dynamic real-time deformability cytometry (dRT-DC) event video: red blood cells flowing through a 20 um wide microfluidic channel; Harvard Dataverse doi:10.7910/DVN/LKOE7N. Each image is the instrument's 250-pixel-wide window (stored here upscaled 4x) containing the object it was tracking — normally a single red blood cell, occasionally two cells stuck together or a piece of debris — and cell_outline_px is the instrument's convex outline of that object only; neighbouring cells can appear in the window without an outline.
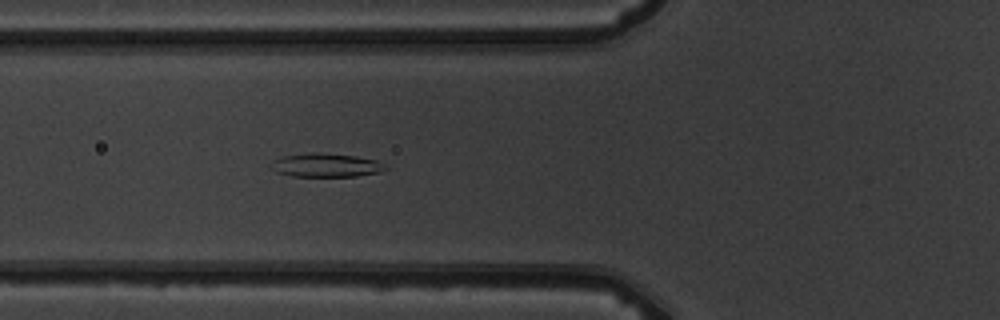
{"species": "common noctule bat (a hibernating species)", "species_latin": "Nyctalus noctula", "temperature_condition": "warm", "stored_images_in_passage": 6, "camera_frame_rate_fps": 3000, "um_per_image_px": 0.085, "animal": {"sex": "male", "body_mass_g": 19.5, "forearm_length_mm": 54.6}, "frame": {"image": 1, "passage_image": 6, "time_ms": 5.667, "image_size_px": [1000, 320], "cell_outline_px": [[388, 168], [380, 172], [356, 176], [292, 176], [276, 172], [272, 168], [276, 160], [284, 156], [312, 152], [320, 152], [356, 156], [376, 160]], "centroid_in_image_um": [27.75, 14.04], "position_along_channel_um": 98.1, "area_um2": 15.49}}